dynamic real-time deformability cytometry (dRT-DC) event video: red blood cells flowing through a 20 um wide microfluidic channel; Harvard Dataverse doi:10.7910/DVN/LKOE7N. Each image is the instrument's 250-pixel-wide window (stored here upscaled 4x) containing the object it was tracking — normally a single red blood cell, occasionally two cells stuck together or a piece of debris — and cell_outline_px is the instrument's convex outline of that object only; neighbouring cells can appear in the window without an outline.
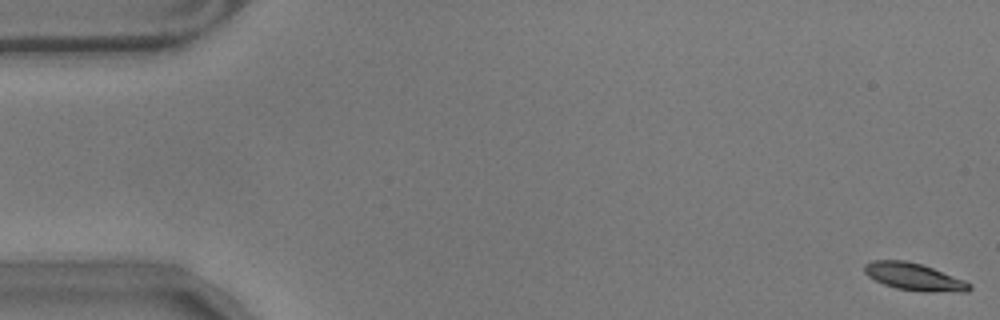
{"species": "common noctule bat (a hibernating species)", "species_latin": "Nyctalus noctula", "temperature_condition": "warm", "stored_images_in_passage": 59, "camera_frame_rate_fps": 3000, "um_per_image_px": 0.085, "animal": {"sex": "male", "body_mass_g": 17.9}, "frame": {"image": 1, "passage_image": 1, "time_ms": 0.0, "image_size_px": [1000, 320], "cell_outline_px": [[972, 288], [968, 292], [924, 292], [896, 288], [884, 284], [868, 276], [864, 272], [864, 264], [872, 260], [904, 260], [920, 264], [932, 268], [964, 280], [972, 284]], "centroid_in_image_um": [77.71, 23.54], "position_along_channel_um": 7.3, "area_um2": 16.7}}
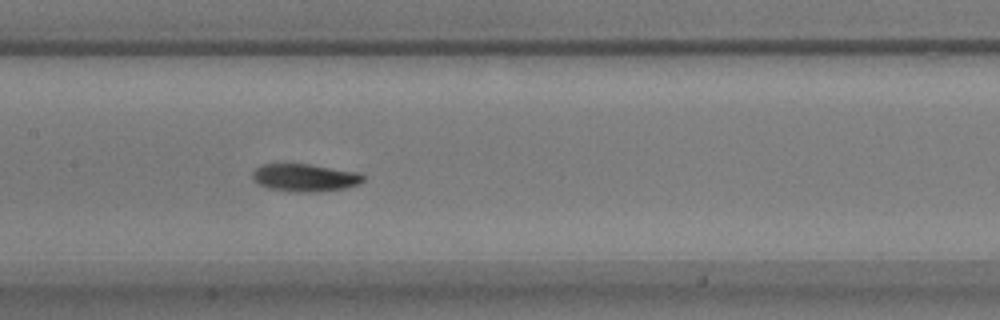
{"frame": {"image": 2, "passage_image": 28, "time_ms": 9.0, "image_size_px": [1000, 320], "cell_outline_px": [[364, 180], [360, 184], [344, 188], [320, 192], [288, 192], [268, 188], [252, 180], [252, 172], [260, 164], [308, 164], [360, 172], [364, 176]], "centroid_in_image_um": [25.91, 15.11], "position_along_channel_um": 181.5, "area_um2": 18.09}}
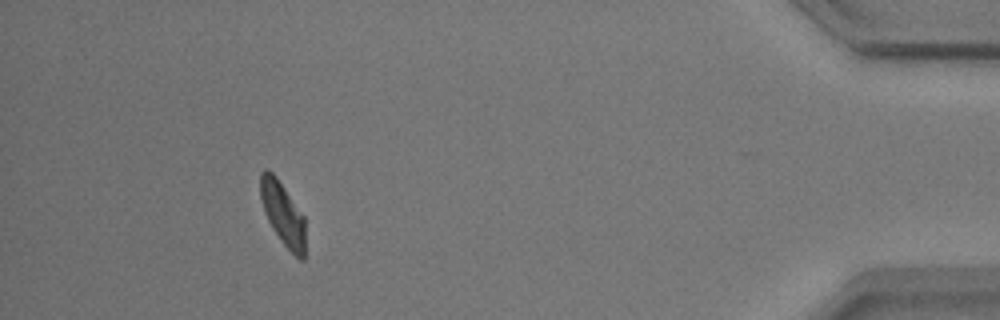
{"frame": {"image": 3, "passage_image": 53, "time_ms": 17.333, "image_size_px": [1000, 320], "cell_outline_px": [[304, 260], [300, 260], [280, 240], [272, 228], [264, 212], [260, 200], [260, 172], [264, 168], [268, 168], [276, 176], [304, 216]], "centroid_in_image_um": [24.0, 18.11], "position_along_channel_um": 411.2, "area_um2": 16.47}, "authors_computed_cell_mechanics": {"area_um2": 17.051, "velocity_mm_per_s": 3.495, "shape_relaxation_time_tau1_ms": 3.7237, "shape_relaxation_time_tau2_ms": 3.456, "deformation_change_tau1": 0.1401, "deformation_change_tau2": 0.082}}